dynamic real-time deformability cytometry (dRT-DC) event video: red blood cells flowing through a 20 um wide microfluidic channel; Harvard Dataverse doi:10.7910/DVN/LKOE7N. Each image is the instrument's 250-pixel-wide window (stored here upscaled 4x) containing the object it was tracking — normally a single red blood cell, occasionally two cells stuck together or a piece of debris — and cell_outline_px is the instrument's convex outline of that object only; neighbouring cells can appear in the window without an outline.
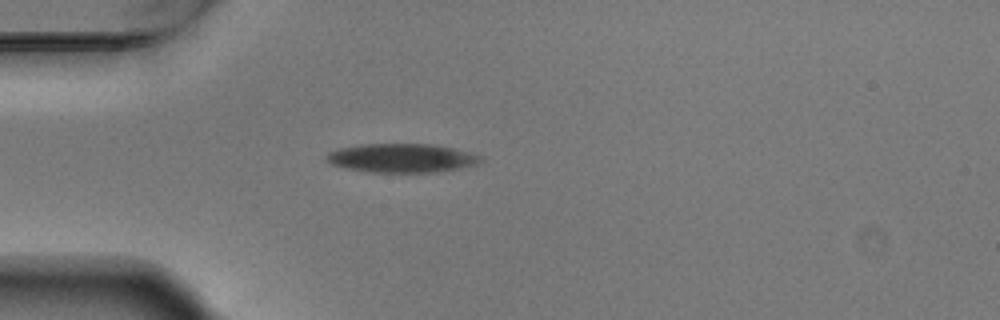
{"species": "Egyptian fruit bat (a non-hibernating species)", "species_latin": "Rousettus aegyptiacus", "temperature_condition": "warm", "stored_images_in_passage": 3, "camera_frame_rate_fps": 3000, "um_per_image_px": 0.085, "animal": {"sex": "male"}, "frame": {"image": 1, "passage_image": 3, "time_ms": 0.667, "image_size_px": [1000, 320], "cell_outline_px": [[484, 160], [476, 164], [460, 168], [436, 172], [372, 172], [344, 168], [332, 164], [324, 160], [324, 156], [328, 152], [340, 148], [360, 144], [428, 144], [452, 148], [468, 152], [480, 156]], "centroid_in_image_um": [34.09, 13.43], "position_along_channel_um": 50.9, "area_um2": 25.84}}